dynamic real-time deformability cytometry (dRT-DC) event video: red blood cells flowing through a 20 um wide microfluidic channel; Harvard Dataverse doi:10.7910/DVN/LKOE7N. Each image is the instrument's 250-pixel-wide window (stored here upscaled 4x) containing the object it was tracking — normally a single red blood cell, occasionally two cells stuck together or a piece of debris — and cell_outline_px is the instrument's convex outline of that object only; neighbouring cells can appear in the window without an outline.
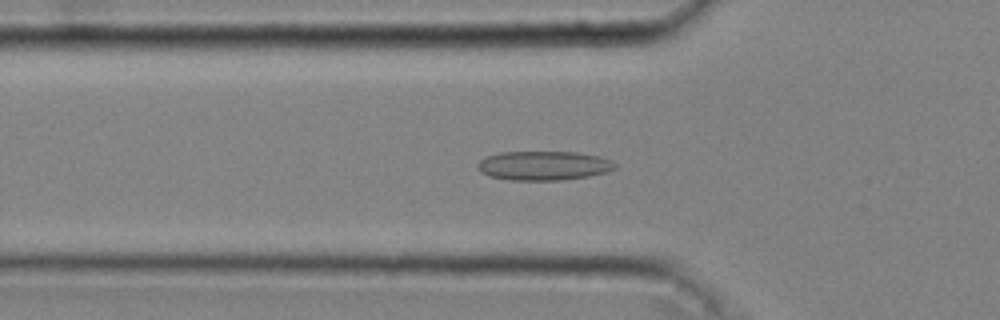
{"species": "common noctule bat (a hibernating species)", "species_latin": "Nyctalus noctula", "temperature_condition": "cold", "stored_images_in_passage": 43, "camera_frame_rate_fps": 3000, "um_per_image_px": 0.085, "animal": {"sex": "male", "body_mass_g": 20.4}, "frame": {"image": 1, "passage_image": 12, "time_ms": 3.667, "image_size_px": [1000, 320], "cell_outline_px": [[616, 168], [608, 172], [588, 176], [560, 180], [508, 180], [488, 176], [480, 172], [476, 168], [476, 164], [484, 156], [500, 152], [576, 152], [600, 156], [612, 160], [616, 164]], "centroid_in_image_um": [46.18, 14.08], "position_along_channel_um": 79.6, "area_um2": 23.7}}
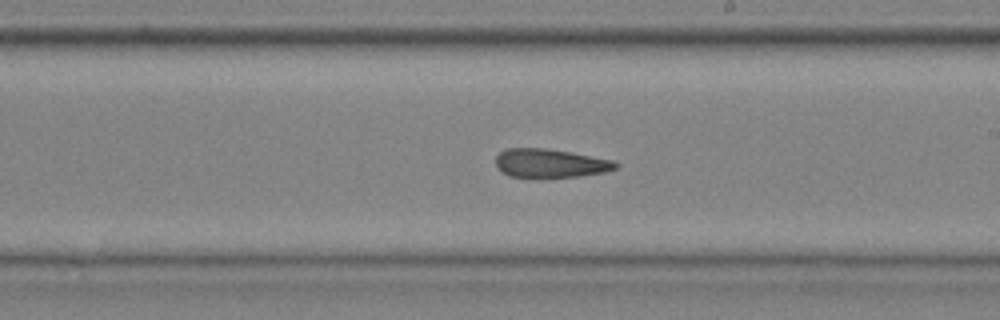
{"frame": {"image": 2, "passage_image": 24, "time_ms": 7.667, "image_size_px": [1000, 320], "cell_outline_px": [[620, 164], [616, 168], [604, 172], [580, 176], [508, 176], [496, 168], [496, 156], [500, 152], [508, 148], [544, 148], [572, 152], [612, 160]], "centroid_in_image_um": [46.76, 13.86], "position_along_channel_um": 242.2, "area_um2": 19.77}}
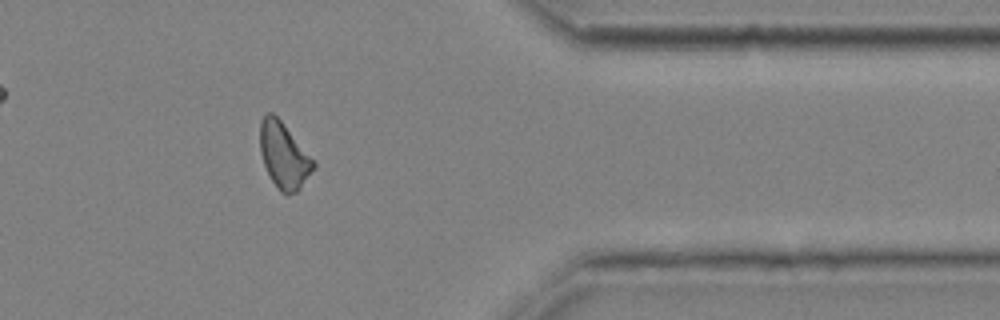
{"frame": {"image": 3, "passage_image": 36, "time_ms": 11.667, "image_size_px": [1000, 320], "cell_outline_px": [[316, 168], [300, 188], [296, 192], [288, 196], [280, 192], [272, 180], [264, 164], [260, 152], [260, 120], [268, 112], [272, 112], [280, 120], [316, 164]], "centroid_in_image_um": [24.12, 13.25], "position_along_channel_um": 387.3, "area_um2": 20.17}, "authors_computed_cell_mechanics": {"area_um2": 21.1548, "velocity_mm_per_s": 4.0621, "shape_relaxation_time_tau1_ms": null, "shape_relaxation_time_tau2_ms": 5.0482, "deformation_change_tau1": null, "deformation_change_tau2": 0.1295}}